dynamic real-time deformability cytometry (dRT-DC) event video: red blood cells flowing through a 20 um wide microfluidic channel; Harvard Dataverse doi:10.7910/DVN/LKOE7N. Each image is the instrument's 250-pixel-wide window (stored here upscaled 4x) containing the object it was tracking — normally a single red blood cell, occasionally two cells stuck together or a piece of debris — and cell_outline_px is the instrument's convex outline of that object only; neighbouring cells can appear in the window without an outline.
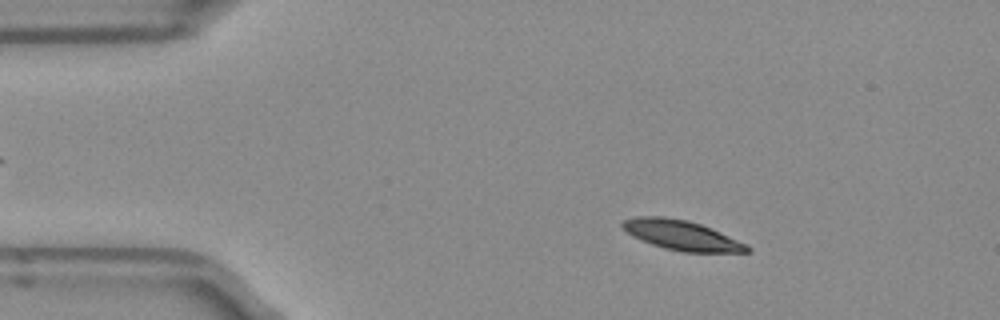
{"species": "Egyptian fruit bat (a non-hibernating species)", "species_latin": "Rousettus aegyptiacus", "temperature_condition": "room temperature", "stored_images_in_passage": 51, "camera_frame_rate_fps": 3000, "um_per_image_px": 0.085, "frame": {"image": 1, "passage_image": 8, "time_ms": 2.333, "image_size_px": [1000, 320], "cell_outline_px": [[752, 252], [684, 252], [664, 248], [652, 244], [632, 236], [620, 224], [624, 220], [636, 216], [664, 216], [688, 220], [700, 224], [748, 244], [752, 248]], "centroid_in_image_um": [57.96, 19.99], "position_along_channel_um": 27.0, "area_um2": 21.56}}
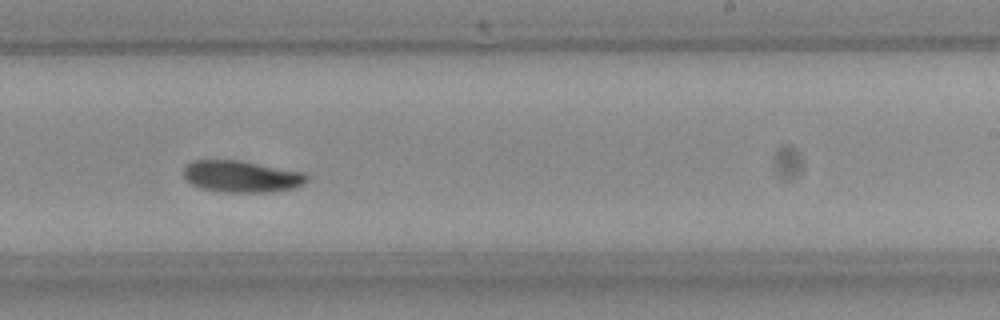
{"frame": {"image": 2, "passage_image": 31, "time_ms": 10.0, "image_size_px": [1000, 320], "cell_outline_px": [[308, 180], [304, 184], [296, 188], [272, 192], [224, 192], [200, 188], [192, 184], [184, 176], [184, 168], [192, 160], [240, 160], [304, 172], [308, 176]], "centroid_in_image_um": [20.57, 15.0], "position_along_channel_um": 268.4, "area_um2": 22.89}}
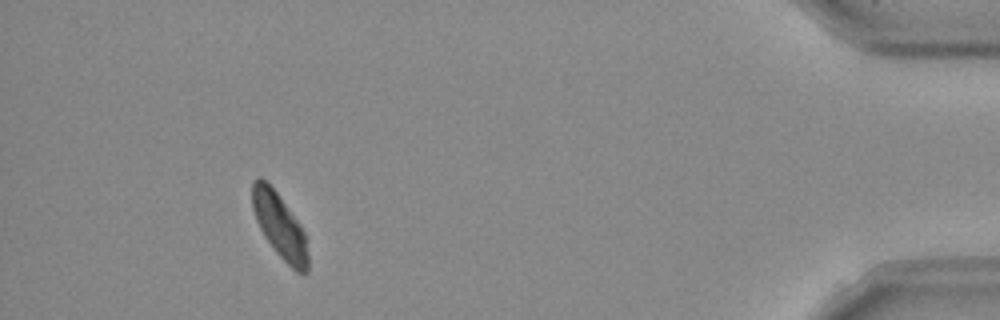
{"frame": {"image": 3, "passage_image": 47, "time_ms": 15.333, "image_size_px": [1000, 320], "cell_outline_px": [[308, 272], [296, 272], [276, 252], [264, 236], [256, 220], [252, 208], [252, 180], [260, 176], [276, 192], [300, 224], [304, 232], [308, 256]], "centroid_in_image_um": [23.75, 19.19], "position_along_channel_um": 411.4, "area_um2": 20.69}, "authors_computed_cell_mechanics": {"area_um2": 21.964, "velocity_mm_per_s": 3.9021, "shape_relaxation_time_tau1_ms": 2.7252, "shape_relaxation_time_tau2_ms": null, "deformation_change_tau1": 0.1313, "deformation_change_tau2": null}}